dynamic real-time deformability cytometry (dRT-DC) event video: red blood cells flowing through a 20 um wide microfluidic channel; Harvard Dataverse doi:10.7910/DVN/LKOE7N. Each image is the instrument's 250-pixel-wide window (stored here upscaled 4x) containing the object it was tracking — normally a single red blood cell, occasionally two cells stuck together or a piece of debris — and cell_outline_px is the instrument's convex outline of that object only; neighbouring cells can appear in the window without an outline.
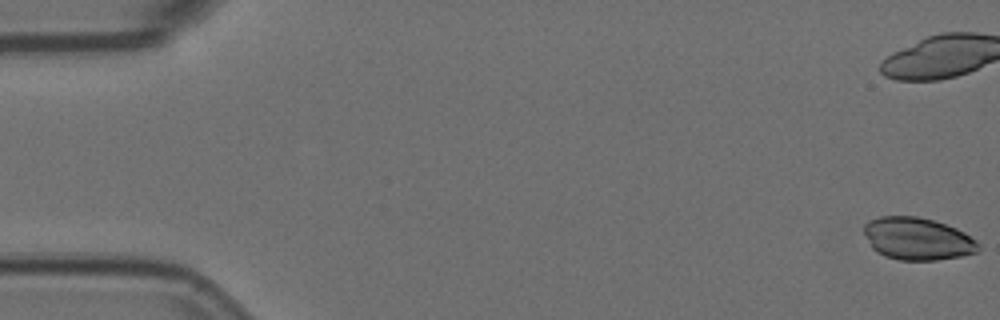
{"species": "Egyptian fruit bat (a non-hibernating species)", "species_latin": "Rousettus aegyptiacus", "temperature_condition": "room temperature", "stored_images_in_passage": 5, "camera_frame_rate_fps": 3000, "um_per_image_px": 0.085, "animal": {"sex": "female"}, "frame": {"image": 1, "passage_image": 1, "time_ms": 0.0, "image_size_px": [1000, 320], "cell_outline_px": [[980, 248], [976, 252], [960, 256], [936, 260], [900, 260], [884, 256], [876, 252], [872, 248], [864, 232], [864, 224], [868, 220], [880, 216], [916, 216], [932, 220], [956, 228], [964, 232], [976, 240], [980, 244]], "centroid_in_image_um": [77.97, 20.29], "position_along_channel_um": 7.0, "area_um2": 28.26}}